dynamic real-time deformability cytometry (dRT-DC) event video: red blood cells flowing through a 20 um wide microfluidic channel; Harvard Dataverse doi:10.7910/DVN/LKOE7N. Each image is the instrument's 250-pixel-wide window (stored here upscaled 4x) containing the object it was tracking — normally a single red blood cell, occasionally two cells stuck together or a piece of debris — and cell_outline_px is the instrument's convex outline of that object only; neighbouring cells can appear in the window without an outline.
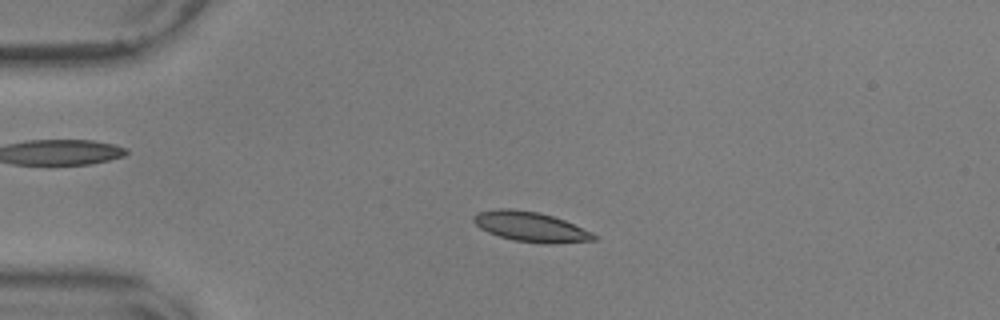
{"species": "common noctule bat (a hibernating species)", "species_latin": "Nyctalus noctula", "temperature_condition": "warm", "stored_images_in_passage": 56, "camera_frame_rate_fps": 3000, "um_per_image_px": 0.085, "animal": {"sex": "male", "body_mass_g": 17.9, "forearm_length_mm": 54.2}, "frame": {"image": 1, "passage_image": 13, "time_ms": 4.0, "image_size_px": [1000, 320], "cell_outline_px": [[596, 240], [552, 244], [548, 244], [512, 240], [488, 232], [480, 228], [472, 220], [472, 216], [476, 212], [496, 208], [512, 208], [540, 212], [564, 220], [592, 232], [596, 236]], "centroid_in_image_um": [45.07, 19.26], "position_along_channel_um": 39.9, "area_um2": 21.1}}
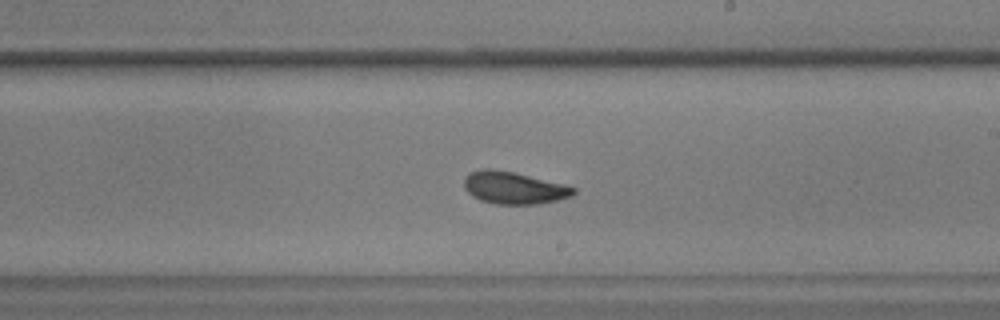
{"frame": {"image": 2, "passage_image": 33, "time_ms": 10.667, "image_size_px": [1000, 320], "cell_outline_px": [[576, 192], [572, 196], [556, 200], [536, 204], [496, 204], [480, 200], [472, 196], [464, 188], [464, 176], [468, 172], [480, 168], [492, 168], [512, 172], [564, 184], [576, 188]], "centroid_in_image_um": [43.63, 15.95], "position_along_channel_um": 245.4, "area_um2": 20.63}}
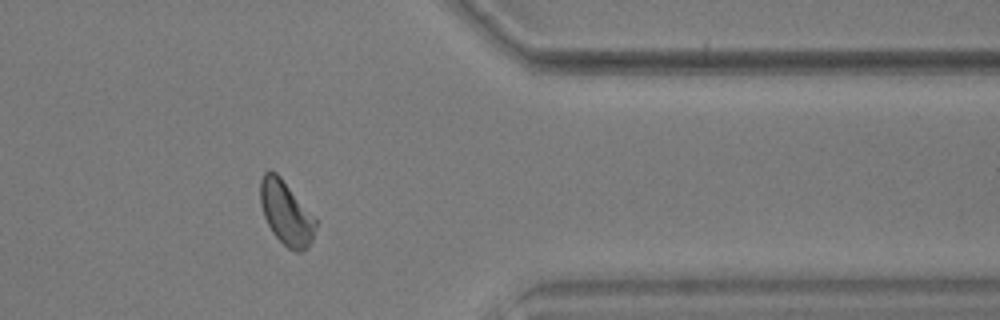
{"frame": {"image": 3, "passage_image": 46, "time_ms": 15.0, "image_size_px": [1000, 320], "cell_outline_px": [[316, 228], [312, 240], [308, 248], [300, 252], [296, 252], [288, 248], [272, 232], [264, 216], [260, 204], [260, 180], [264, 172], [268, 168], [276, 172], [280, 176], [316, 220]], "centroid_in_image_um": [24.29, 18.09], "position_along_channel_um": 387.1, "area_um2": 20.4}, "authors_computed_cell_mechanics": {"area_um2": 20.3456, "velocity_mm_per_s": 3.5791, "shape_relaxation_time_tau1_ms": 4.5412, "shape_relaxation_time_tau2_ms": 2.7348, "deformation_change_tau1": 0.133, "deformation_change_tau2": 0.0861}}